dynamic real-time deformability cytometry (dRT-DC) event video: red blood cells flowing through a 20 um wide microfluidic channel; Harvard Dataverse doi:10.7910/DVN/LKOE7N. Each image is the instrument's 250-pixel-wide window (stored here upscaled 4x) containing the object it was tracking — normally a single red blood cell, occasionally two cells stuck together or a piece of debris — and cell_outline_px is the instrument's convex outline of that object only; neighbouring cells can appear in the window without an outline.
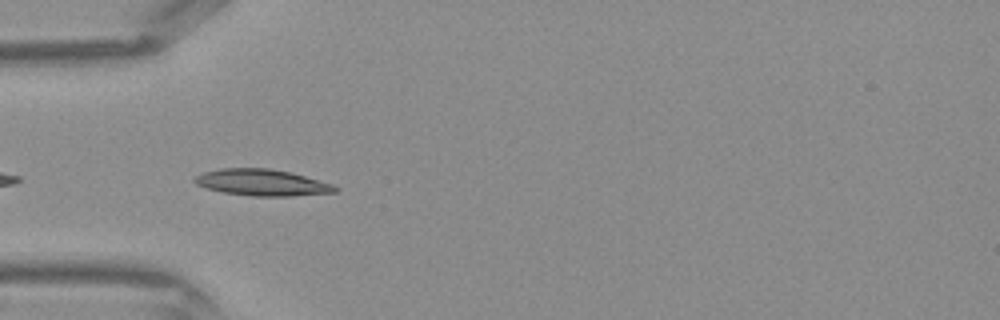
{"species": "Egyptian fruit bat (a non-hibernating species)", "species_latin": "Rousettus aegyptiacus", "temperature_condition": "warm", "stored_images_in_passage": 6, "camera_frame_rate_fps": 3000, "um_per_image_px": 0.085, "frame": {"image": 1, "passage_image": 2, "time_ms": 0.333, "image_size_px": [1000, 320], "cell_outline_px": [[340, 188], [336, 192], [292, 196], [252, 196], [224, 192], [208, 188], [196, 184], [192, 180], [196, 176], [204, 172], [220, 168], [268, 168], [292, 172], [332, 184]], "centroid_in_image_um": [22.29, 15.51], "position_along_channel_um": 62.7, "area_um2": 21.62}}